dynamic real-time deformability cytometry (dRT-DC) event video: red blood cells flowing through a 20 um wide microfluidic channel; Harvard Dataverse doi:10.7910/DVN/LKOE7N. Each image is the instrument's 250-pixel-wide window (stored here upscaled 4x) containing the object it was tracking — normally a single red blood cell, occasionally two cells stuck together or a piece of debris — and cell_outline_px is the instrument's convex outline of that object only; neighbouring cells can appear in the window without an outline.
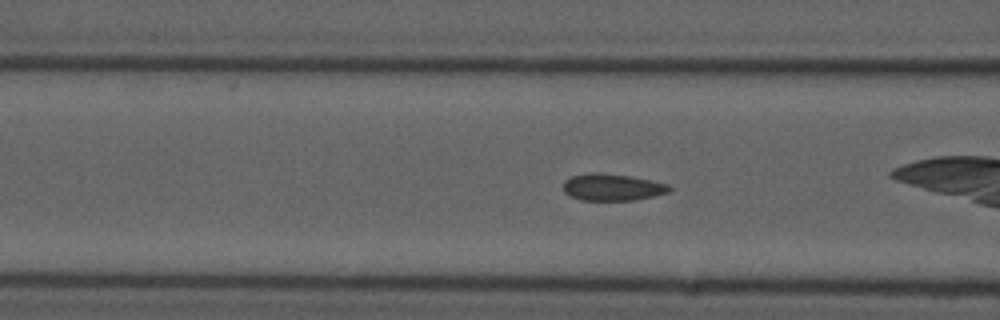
{"species": "common noctule bat (a hibernating species)", "species_latin": "Nyctalus noctula", "temperature_condition": "cold", "stored_images_in_passage": 41, "camera_frame_rate_fps": 3000, "um_per_image_px": 0.085, "animal": {"sex": "male", "forearm_length_mm": 52.5}, "frame": {"image": 1, "passage_image": 7, "time_ms": 2.0, "image_size_px": [1000, 320], "cell_outline_px": [[672, 188], [668, 192], [656, 196], [636, 200], [580, 200], [568, 196], [564, 192], [564, 180], [572, 176], [592, 172], [596, 172], [632, 176], [652, 180], [668, 184]], "centroid_in_image_um": [52.05, 15.91], "position_along_channel_um": 114.5, "area_um2": 16.82}, "authors_computed_cell_mechanics": {"area_um2": 16.3574, "velocity_mm_per_s": 3.7183, "shape_relaxation_time_tau1_ms": null, "shape_relaxation_time_tau2_ms": 1.8913, "deformation_change_tau1": null, "deformation_change_tau2": 0.0524}}